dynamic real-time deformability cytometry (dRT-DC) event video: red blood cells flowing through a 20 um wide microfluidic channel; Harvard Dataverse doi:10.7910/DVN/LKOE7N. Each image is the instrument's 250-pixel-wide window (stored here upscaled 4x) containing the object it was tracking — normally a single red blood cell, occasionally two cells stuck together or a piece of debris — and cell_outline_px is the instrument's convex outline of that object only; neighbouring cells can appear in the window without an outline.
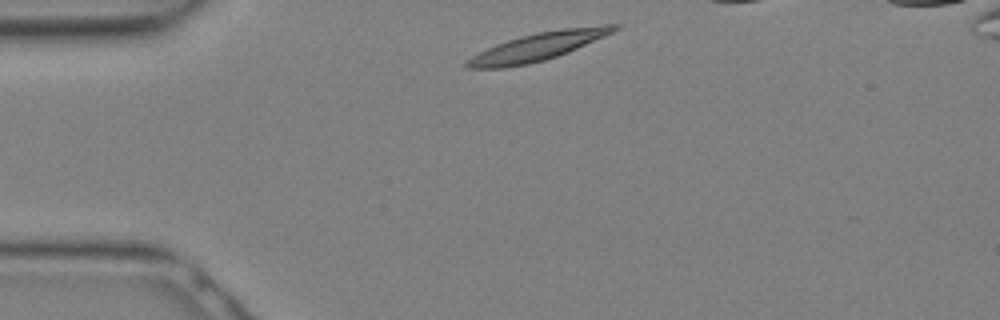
{"species": "Egyptian fruit bat (a non-hibernating species)", "species_latin": "Rousettus aegyptiacus", "temperature_condition": "warm", "stored_images_in_passage": 7, "camera_frame_rate_fps": 3000, "um_per_image_px": 0.085, "animal": {"sex": "female"}, "frame": {"image": 1, "passage_image": 1, "time_ms": 0.0, "image_size_px": [1000, 320], "cell_outline_px": [[620, 28], [612, 32], [576, 48], [556, 56], [544, 60], [528, 64], [504, 68], [464, 68], [464, 60], [496, 44], [520, 36], [536, 32], [564, 28], [600, 24], [620, 24]], "centroid_in_image_um": [45.68, 3.95], "position_along_channel_um": 39.3, "area_um2": 23.76}}
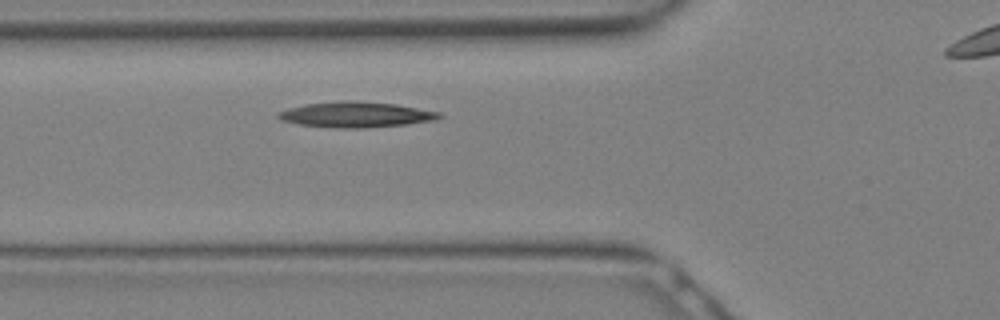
{"frame": {"image": 2, "passage_image": 5, "time_ms": 1.333, "image_size_px": [1000, 320], "cell_outline_px": [[444, 116], [436, 120], [408, 124], [356, 128], [340, 128], [300, 124], [280, 120], [276, 116], [276, 112], [288, 108], [304, 104], [396, 104], [440, 112]], "centroid_in_image_um": [30.28, 9.79], "position_along_channel_um": 95.5, "area_um2": 22.54}}
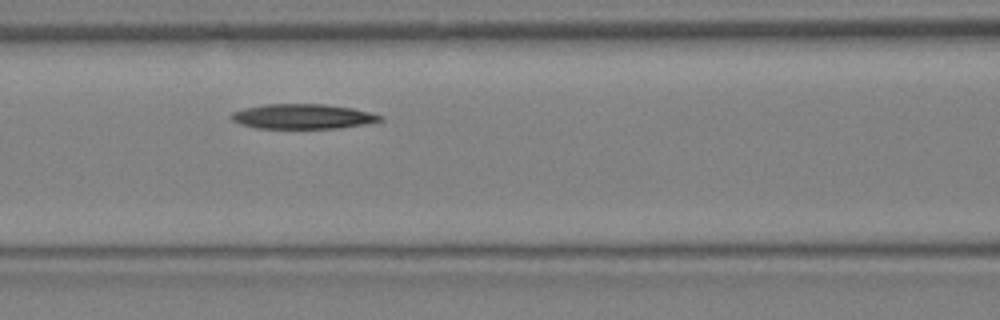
{"frame": {"image": 3, "passage_image": 7, "time_ms": 2.0, "image_size_px": [1000, 320], "cell_outline_px": [[384, 120], [364, 124], [340, 128], [256, 128], [240, 124], [232, 120], [228, 116], [232, 112], [244, 108], [264, 104], [324, 104], [352, 108], [384, 116]], "centroid_in_image_um": [25.71, 9.9], "position_along_channel_um": 140.9, "area_um2": 21.62}}